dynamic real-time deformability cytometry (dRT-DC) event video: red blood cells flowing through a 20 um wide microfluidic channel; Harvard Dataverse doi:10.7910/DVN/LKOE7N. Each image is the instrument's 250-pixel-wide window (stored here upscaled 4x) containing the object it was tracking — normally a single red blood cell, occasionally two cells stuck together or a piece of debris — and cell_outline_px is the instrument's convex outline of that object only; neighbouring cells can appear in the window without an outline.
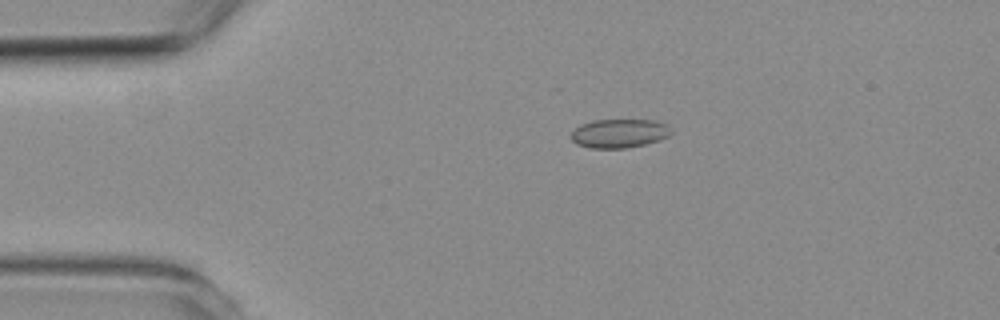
{"species": "common noctule bat (a hibernating species)", "species_latin": "Nyctalus noctula", "temperature_condition": "room temperature", "stored_images_in_passage": 4, "camera_frame_rate_fps": 3000, "um_per_image_px": 0.085, "animal": {"sex": "female", "body_mass_g": 19.3, "forearm_length_mm": 54.1}, "frame": {"image": 1, "passage_image": 3, "time_ms": 2.333, "image_size_px": [1000, 320], "cell_outline_px": [[672, 132], [668, 136], [644, 144], [624, 148], [592, 148], [576, 144], [572, 140], [572, 132], [580, 124], [592, 120], [656, 120], [672, 128]], "centroid_in_image_um": [52.62, 11.32], "position_along_channel_um": 32.4, "area_um2": 16.65}}